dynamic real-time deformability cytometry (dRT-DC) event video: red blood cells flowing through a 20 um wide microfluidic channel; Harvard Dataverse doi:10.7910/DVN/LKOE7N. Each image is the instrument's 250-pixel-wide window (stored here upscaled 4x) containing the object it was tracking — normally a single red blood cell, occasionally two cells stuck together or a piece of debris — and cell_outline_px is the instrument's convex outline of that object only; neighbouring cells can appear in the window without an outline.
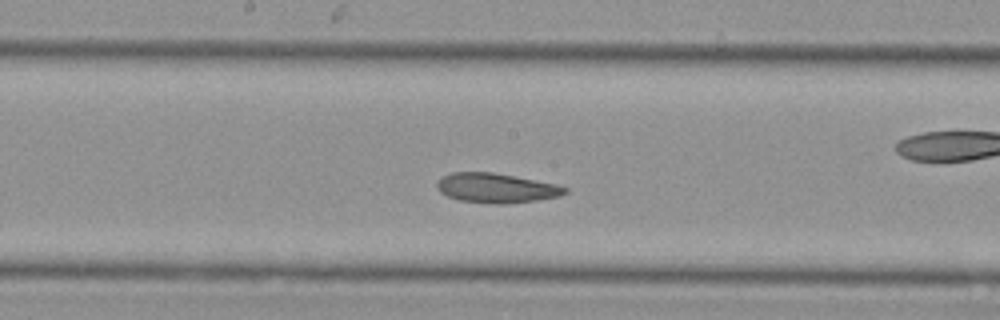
{"species": "Egyptian fruit bat (a non-hibernating species)", "species_latin": "Rousettus aegyptiacus", "temperature_condition": "cold", "stored_images_in_passage": 39, "camera_frame_rate_fps": 3000, "um_per_image_px": 0.085, "animal": {"sex": "female"}, "frame": {"image": 1, "passage_image": 17, "time_ms": 5.333, "image_size_px": [1000, 320], "cell_outline_px": [[568, 192], [560, 196], [536, 200], [504, 204], [492, 204], [460, 200], [448, 196], [440, 192], [436, 188], [436, 180], [440, 176], [452, 172], [492, 172], [556, 184], [568, 188]], "centroid_in_image_um": [42.14, 15.98], "position_along_channel_um": 206.1, "area_um2": 22.14}}